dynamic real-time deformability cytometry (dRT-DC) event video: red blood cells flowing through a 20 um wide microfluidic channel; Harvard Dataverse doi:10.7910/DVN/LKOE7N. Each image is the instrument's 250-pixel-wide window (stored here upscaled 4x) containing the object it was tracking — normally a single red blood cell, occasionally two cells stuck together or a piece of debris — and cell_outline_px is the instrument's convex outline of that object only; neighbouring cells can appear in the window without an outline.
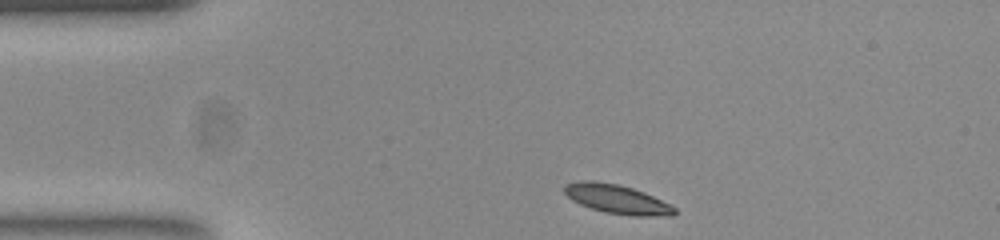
{"species": "common noctule bat (a hibernating species)", "species_latin": "Nyctalus noctula", "temperature_condition": "room temperature", "stored_images_in_passage": 38, "camera_frame_rate_fps": 3000, "um_per_image_px": 0.085, "animal": {"sex": "female", "body_mass_g": 23.0, "forearm_length_mm": 53.4}, "frame": {"image": 1, "passage_image": 1, "time_ms": 0.0, "image_size_px": [1000, 240], "cell_outline_px": [[676, 212], [672, 216], [632, 216], [604, 212], [580, 204], [572, 200], [564, 192], [564, 184], [584, 180], [592, 180], [616, 184], [632, 188], [644, 192], [676, 208]], "centroid_in_image_um": [52.43, 16.93], "position_along_channel_um": 32.6, "area_um2": 18.5}}
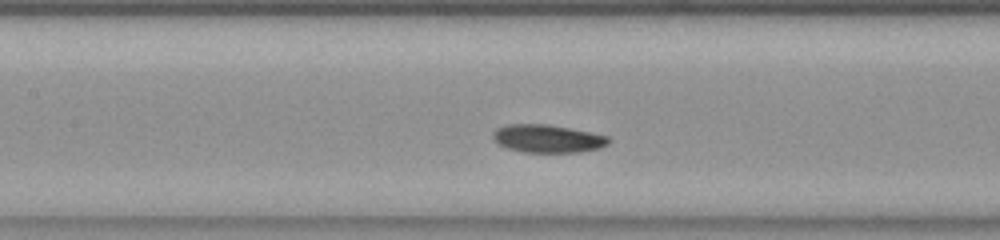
{"frame": {"image": 2, "passage_image": 15, "time_ms": 4.667, "image_size_px": [1000, 240], "cell_outline_px": [[612, 140], [608, 144], [600, 148], [580, 152], [520, 152], [496, 144], [492, 140], [492, 132], [496, 128], [508, 124], [548, 124], [608, 136]], "centroid_in_image_um": [46.5, 11.79], "position_along_channel_um": 160.9, "area_um2": 19.02}}
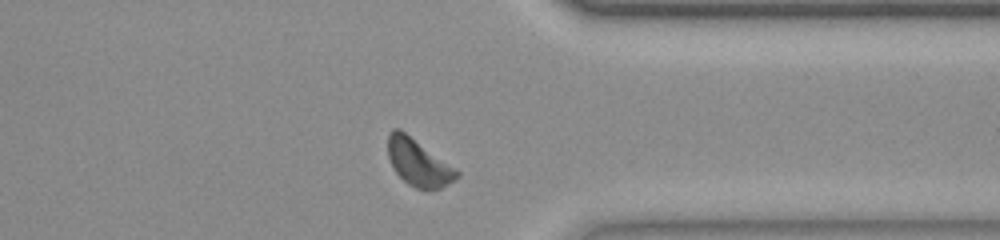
{"frame": {"image": 3, "passage_image": 33, "time_ms": 10.667, "image_size_px": [1000, 240], "cell_outline_px": [[460, 176], [440, 188], [416, 188], [408, 184], [396, 172], [388, 156], [388, 136], [392, 128], [400, 128], [456, 168], [460, 172]], "centroid_in_image_um": [35.56, 13.79], "position_along_channel_um": 375.8, "area_um2": 18.55}}